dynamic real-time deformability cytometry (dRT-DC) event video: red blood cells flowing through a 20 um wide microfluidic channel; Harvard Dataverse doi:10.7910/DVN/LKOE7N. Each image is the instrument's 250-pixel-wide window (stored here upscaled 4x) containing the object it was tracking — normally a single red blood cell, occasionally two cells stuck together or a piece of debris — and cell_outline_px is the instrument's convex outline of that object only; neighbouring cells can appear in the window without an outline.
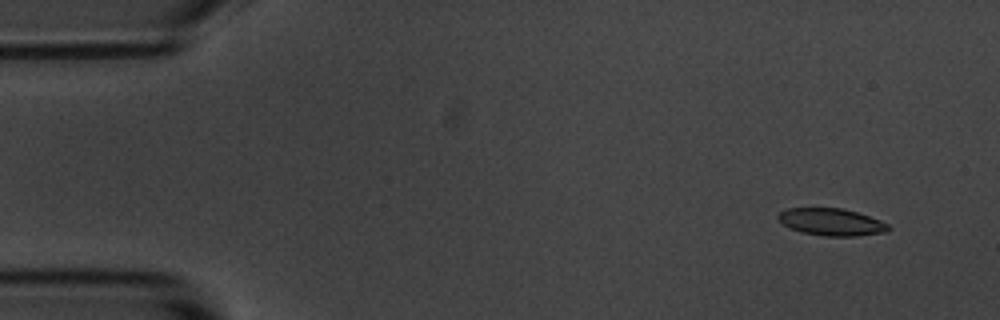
{"species": "common noctule bat (a hibernating species)", "species_latin": "Nyctalus noctula", "temperature_condition": "room temperature", "stored_images_in_passage": 14, "camera_frame_rate_fps": 3000, "um_per_image_px": 0.085, "animal": {"sex": "male", "body_mass_g": 20.1, "forearm_length_mm": 53.5}, "frame": {"image": 1, "passage_image": 1, "time_ms": 0.0, "image_size_px": [1000, 320], "cell_outline_px": [[892, 228], [888, 232], [856, 236], [824, 236], [804, 232], [792, 228], [784, 224], [776, 216], [780, 212], [788, 208], [844, 208], [880, 220], [888, 224]], "centroid_in_image_um": [70.72, 18.87], "position_along_channel_um": 14.3, "area_um2": 17.34}}
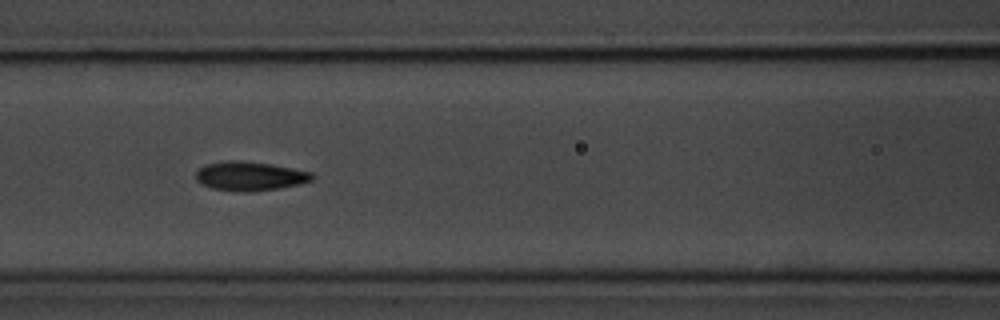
{"frame": {"image": 2, "passage_image": 6, "time_ms": 6.333, "image_size_px": [1000, 320], "cell_outline_px": [[316, 176], [312, 180], [280, 188], [252, 192], [244, 192], [212, 188], [200, 184], [196, 180], [196, 172], [204, 164], [228, 160], [236, 160], [272, 164], [312, 172]], "centroid_in_image_um": [21.22, 14.96], "position_along_channel_um": 145.4, "area_um2": 19.77}}
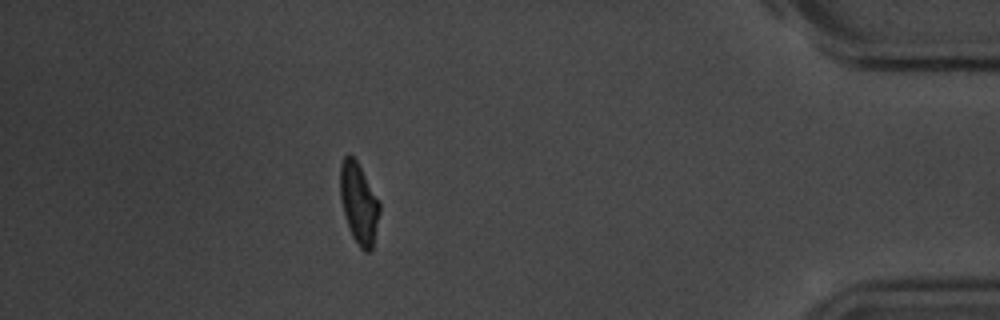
{"frame": {"image": 3, "passage_image": 13, "time_ms": 14.667, "image_size_px": [1000, 320], "cell_outline_px": [[380, 212], [372, 248], [368, 252], [364, 252], [360, 248], [352, 236], [340, 200], [340, 164], [344, 156], [348, 152], [356, 160], [380, 200]], "centroid_in_image_um": [30.5, 17.25], "position_along_channel_um": 404.7, "area_um2": 18.61}, "authors_computed_cell_mechanics": {"area_um2": 18.6405, "velocity_mm_per_s": 3.684, "shape_relaxation_time_tau1_ms": 1.7065, "shape_relaxation_time_tau2_ms": null, "deformation_change_tau1": 0.0843, "deformation_change_tau2": null}}